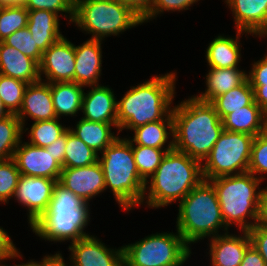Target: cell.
I'll return each instance as SVG.
<instances>
[{
    "label": "cell",
    "instance_id": "obj_17",
    "mask_svg": "<svg viewBox=\"0 0 267 266\" xmlns=\"http://www.w3.org/2000/svg\"><path fill=\"white\" fill-rule=\"evenodd\" d=\"M25 127L26 118L36 121H46L57 118L51 95V83L39 80L29 83L24 92L21 109L16 115Z\"/></svg>",
    "mask_w": 267,
    "mask_h": 266
},
{
    "label": "cell",
    "instance_id": "obj_41",
    "mask_svg": "<svg viewBox=\"0 0 267 266\" xmlns=\"http://www.w3.org/2000/svg\"><path fill=\"white\" fill-rule=\"evenodd\" d=\"M14 258H22V254L16 248L8 232L3 227H0V266L4 260Z\"/></svg>",
    "mask_w": 267,
    "mask_h": 266
},
{
    "label": "cell",
    "instance_id": "obj_44",
    "mask_svg": "<svg viewBox=\"0 0 267 266\" xmlns=\"http://www.w3.org/2000/svg\"><path fill=\"white\" fill-rule=\"evenodd\" d=\"M247 77L249 81H267V54L251 64Z\"/></svg>",
    "mask_w": 267,
    "mask_h": 266
},
{
    "label": "cell",
    "instance_id": "obj_4",
    "mask_svg": "<svg viewBox=\"0 0 267 266\" xmlns=\"http://www.w3.org/2000/svg\"><path fill=\"white\" fill-rule=\"evenodd\" d=\"M89 204L57 182L47 210L30 228L45 241L76 242L90 236L84 232L91 219Z\"/></svg>",
    "mask_w": 267,
    "mask_h": 266
},
{
    "label": "cell",
    "instance_id": "obj_32",
    "mask_svg": "<svg viewBox=\"0 0 267 266\" xmlns=\"http://www.w3.org/2000/svg\"><path fill=\"white\" fill-rule=\"evenodd\" d=\"M59 122L60 119L58 118L36 121L30 128L23 127V134L26 130L30 129L28 130V136L30 137V142L28 141V143L45 148L68 130L69 127H64V125L62 126V123Z\"/></svg>",
    "mask_w": 267,
    "mask_h": 266
},
{
    "label": "cell",
    "instance_id": "obj_48",
    "mask_svg": "<svg viewBox=\"0 0 267 266\" xmlns=\"http://www.w3.org/2000/svg\"><path fill=\"white\" fill-rule=\"evenodd\" d=\"M255 226L267 228V186L265 187V189L262 188Z\"/></svg>",
    "mask_w": 267,
    "mask_h": 266
},
{
    "label": "cell",
    "instance_id": "obj_13",
    "mask_svg": "<svg viewBox=\"0 0 267 266\" xmlns=\"http://www.w3.org/2000/svg\"><path fill=\"white\" fill-rule=\"evenodd\" d=\"M70 266H121L123 246L118 249L108 248L93 235L70 243Z\"/></svg>",
    "mask_w": 267,
    "mask_h": 266
},
{
    "label": "cell",
    "instance_id": "obj_7",
    "mask_svg": "<svg viewBox=\"0 0 267 266\" xmlns=\"http://www.w3.org/2000/svg\"><path fill=\"white\" fill-rule=\"evenodd\" d=\"M209 181L216 190L226 227L229 229L231 225H235L240 232L254 227L262 192L259 185L262 181L249 172L220 176ZM249 218L252 221L249 222Z\"/></svg>",
    "mask_w": 267,
    "mask_h": 266
},
{
    "label": "cell",
    "instance_id": "obj_6",
    "mask_svg": "<svg viewBox=\"0 0 267 266\" xmlns=\"http://www.w3.org/2000/svg\"><path fill=\"white\" fill-rule=\"evenodd\" d=\"M176 231L190 247L204 238L219 235V229L228 232L222 217L216 190L209 180H202L179 202Z\"/></svg>",
    "mask_w": 267,
    "mask_h": 266
},
{
    "label": "cell",
    "instance_id": "obj_43",
    "mask_svg": "<svg viewBox=\"0 0 267 266\" xmlns=\"http://www.w3.org/2000/svg\"><path fill=\"white\" fill-rule=\"evenodd\" d=\"M66 142H67V131L58 137L52 144L45 147L47 152H50L53 155V159L58 162L62 168L64 163V155L66 149Z\"/></svg>",
    "mask_w": 267,
    "mask_h": 266
},
{
    "label": "cell",
    "instance_id": "obj_12",
    "mask_svg": "<svg viewBox=\"0 0 267 266\" xmlns=\"http://www.w3.org/2000/svg\"><path fill=\"white\" fill-rule=\"evenodd\" d=\"M56 183V180L46 177L21 175L14 198L27 207L30 226L47 210Z\"/></svg>",
    "mask_w": 267,
    "mask_h": 266
},
{
    "label": "cell",
    "instance_id": "obj_3",
    "mask_svg": "<svg viewBox=\"0 0 267 266\" xmlns=\"http://www.w3.org/2000/svg\"><path fill=\"white\" fill-rule=\"evenodd\" d=\"M202 180L201 162L172 149L165 154L157 170L145 182L141 205L146 203L147 207L158 209L180 202Z\"/></svg>",
    "mask_w": 267,
    "mask_h": 266
},
{
    "label": "cell",
    "instance_id": "obj_10",
    "mask_svg": "<svg viewBox=\"0 0 267 266\" xmlns=\"http://www.w3.org/2000/svg\"><path fill=\"white\" fill-rule=\"evenodd\" d=\"M254 136L224 130L201 163L204 180L248 172Z\"/></svg>",
    "mask_w": 267,
    "mask_h": 266
},
{
    "label": "cell",
    "instance_id": "obj_30",
    "mask_svg": "<svg viewBox=\"0 0 267 266\" xmlns=\"http://www.w3.org/2000/svg\"><path fill=\"white\" fill-rule=\"evenodd\" d=\"M98 154L77 138L69 129L64 155L63 168H80L98 161Z\"/></svg>",
    "mask_w": 267,
    "mask_h": 266
},
{
    "label": "cell",
    "instance_id": "obj_14",
    "mask_svg": "<svg viewBox=\"0 0 267 266\" xmlns=\"http://www.w3.org/2000/svg\"><path fill=\"white\" fill-rule=\"evenodd\" d=\"M13 160L21 175L46 177L57 182L60 179L62 166L43 147H38L28 142L22 143L21 139L14 151Z\"/></svg>",
    "mask_w": 267,
    "mask_h": 266
},
{
    "label": "cell",
    "instance_id": "obj_15",
    "mask_svg": "<svg viewBox=\"0 0 267 266\" xmlns=\"http://www.w3.org/2000/svg\"><path fill=\"white\" fill-rule=\"evenodd\" d=\"M85 202L106 190L104 173L99 161L80 168H62L58 181Z\"/></svg>",
    "mask_w": 267,
    "mask_h": 266
},
{
    "label": "cell",
    "instance_id": "obj_21",
    "mask_svg": "<svg viewBox=\"0 0 267 266\" xmlns=\"http://www.w3.org/2000/svg\"><path fill=\"white\" fill-rule=\"evenodd\" d=\"M0 74L28 84L42 78L37 61L3 42H0Z\"/></svg>",
    "mask_w": 267,
    "mask_h": 266
},
{
    "label": "cell",
    "instance_id": "obj_49",
    "mask_svg": "<svg viewBox=\"0 0 267 266\" xmlns=\"http://www.w3.org/2000/svg\"><path fill=\"white\" fill-rule=\"evenodd\" d=\"M44 266H68V264L65 263L62 254L58 251L54 255L50 254L44 256Z\"/></svg>",
    "mask_w": 267,
    "mask_h": 266
},
{
    "label": "cell",
    "instance_id": "obj_38",
    "mask_svg": "<svg viewBox=\"0 0 267 266\" xmlns=\"http://www.w3.org/2000/svg\"><path fill=\"white\" fill-rule=\"evenodd\" d=\"M40 63L43 52L37 47L27 27L19 29L2 41Z\"/></svg>",
    "mask_w": 267,
    "mask_h": 266
},
{
    "label": "cell",
    "instance_id": "obj_26",
    "mask_svg": "<svg viewBox=\"0 0 267 266\" xmlns=\"http://www.w3.org/2000/svg\"><path fill=\"white\" fill-rule=\"evenodd\" d=\"M112 127L118 130V124L94 122L80 118L75 128L69 126L68 129L99 155L119 136L118 132L115 135L111 131Z\"/></svg>",
    "mask_w": 267,
    "mask_h": 266
},
{
    "label": "cell",
    "instance_id": "obj_51",
    "mask_svg": "<svg viewBox=\"0 0 267 266\" xmlns=\"http://www.w3.org/2000/svg\"><path fill=\"white\" fill-rule=\"evenodd\" d=\"M11 114L9 113V111L5 108L1 97H0V119L6 118L8 116H10Z\"/></svg>",
    "mask_w": 267,
    "mask_h": 266
},
{
    "label": "cell",
    "instance_id": "obj_1",
    "mask_svg": "<svg viewBox=\"0 0 267 266\" xmlns=\"http://www.w3.org/2000/svg\"><path fill=\"white\" fill-rule=\"evenodd\" d=\"M174 149L201 163L224 131L214 106L194 96L172 106Z\"/></svg>",
    "mask_w": 267,
    "mask_h": 266
},
{
    "label": "cell",
    "instance_id": "obj_29",
    "mask_svg": "<svg viewBox=\"0 0 267 266\" xmlns=\"http://www.w3.org/2000/svg\"><path fill=\"white\" fill-rule=\"evenodd\" d=\"M254 102V90L248 78L239 86L216 97L211 104L222 120L227 114L235 112Z\"/></svg>",
    "mask_w": 267,
    "mask_h": 266
},
{
    "label": "cell",
    "instance_id": "obj_22",
    "mask_svg": "<svg viewBox=\"0 0 267 266\" xmlns=\"http://www.w3.org/2000/svg\"><path fill=\"white\" fill-rule=\"evenodd\" d=\"M249 33L236 30V37L218 35L207 47L206 60L209 68H239L241 60L240 36Z\"/></svg>",
    "mask_w": 267,
    "mask_h": 266
},
{
    "label": "cell",
    "instance_id": "obj_37",
    "mask_svg": "<svg viewBox=\"0 0 267 266\" xmlns=\"http://www.w3.org/2000/svg\"><path fill=\"white\" fill-rule=\"evenodd\" d=\"M248 172L261 181L265 179L263 174H267V130L253 139Z\"/></svg>",
    "mask_w": 267,
    "mask_h": 266
},
{
    "label": "cell",
    "instance_id": "obj_8",
    "mask_svg": "<svg viewBox=\"0 0 267 266\" xmlns=\"http://www.w3.org/2000/svg\"><path fill=\"white\" fill-rule=\"evenodd\" d=\"M72 23L92 35L90 39L101 41L143 24L139 16L117 0H74Z\"/></svg>",
    "mask_w": 267,
    "mask_h": 266
},
{
    "label": "cell",
    "instance_id": "obj_9",
    "mask_svg": "<svg viewBox=\"0 0 267 266\" xmlns=\"http://www.w3.org/2000/svg\"><path fill=\"white\" fill-rule=\"evenodd\" d=\"M124 257L135 266H182L191 248L178 233L163 232L123 245Z\"/></svg>",
    "mask_w": 267,
    "mask_h": 266
},
{
    "label": "cell",
    "instance_id": "obj_53",
    "mask_svg": "<svg viewBox=\"0 0 267 266\" xmlns=\"http://www.w3.org/2000/svg\"><path fill=\"white\" fill-rule=\"evenodd\" d=\"M121 266H135L132 265L125 257L123 258Z\"/></svg>",
    "mask_w": 267,
    "mask_h": 266
},
{
    "label": "cell",
    "instance_id": "obj_25",
    "mask_svg": "<svg viewBox=\"0 0 267 266\" xmlns=\"http://www.w3.org/2000/svg\"><path fill=\"white\" fill-rule=\"evenodd\" d=\"M206 89L199 95H193L200 101L211 103L216 97L241 85L248 77L247 72L239 68H210L206 74Z\"/></svg>",
    "mask_w": 267,
    "mask_h": 266
},
{
    "label": "cell",
    "instance_id": "obj_45",
    "mask_svg": "<svg viewBox=\"0 0 267 266\" xmlns=\"http://www.w3.org/2000/svg\"><path fill=\"white\" fill-rule=\"evenodd\" d=\"M254 90L255 103L267 114V81H249Z\"/></svg>",
    "mask_w": 267,
    "mask_h": 266
},
{
    "label": "cell",
    "instance_id": "obj_33",
    "mask_svg": "<svg viewBox=\"0 0 267 266\" xmlns=\"http://www.w3.org/2000/svg\"><path fill=\"white\" fill-rule=\"evenodd\" d=\"M132 150L139 175L147 181L157 170L165 154L172 149H158L142 145H132Z\"/></svg>",
    "mask_w": 267,
    "mask_h": 266
},
{
    "label": "cell",
    "instance_id": "obj_40",
    "mask_svg": "<svg viewBox=\"0 0 267 266\" xmlns=\"http://www.w3.org/2000/svg\"><path fill=\"white\" fill-rule=\"evenodd\" d=\"M200 0H153L150 12L142 19V23L155 19L157 15L164 11H183L189 10V7ZM149 20V21H148Z\"/></svg>",
    "mask_w": 267,
    "mask_h": 266
},
{
    "label": "cell",
    "instance_id": "obj_20",
    "mask_svg": "<svg viewBox=\"0 0 267 266\" xmlns=\"http://www.w3.org/2000/svg\"><path fill=\"white\" fill-rule=\"evenodd\" d=\"M102 41L87 39L75 47V83L83 86L99 85L102 71Z\"/></svg>",
    "mask_w": 267,
    "mask_h": 266
},
{
    "label": "cell",
    "instance_id": "obj_18",
    "mask_svg": "<svg viewBox=\"0 0 267 266\" xmlns=\"http://www.w3.org/2000/svg\"><path fill=\"white\" fill-rule=\"evenodd\" d=\"M91 89L84 92L82 102L83 119L117 124V98L109 86H85Z\"/></svg>",
    "mask_w": 267,
    "mask_h": 266
},
{
    "label": "cell",
    "instance_id": "obj_50",
    "mask_svg": "<svg viewBox=\"0 0 267 266\" xmlns=\"http://www.w3.org/2000/svg\"><path fill=\"white\" fill-rule=\"evenodd\" d=\"M1 266H8V265H5V264H2ZM13 266H44V257L42 258V260L39 262L37 261H34V260H31L28 261L27 263H22V264H14Z\"/></svg>",
    "mask_w": 267,
    "mask_h": 266
},
{
    "label": "cell",
    "instance_id": "obj_36",
    "mask_svg": "<svg viewBox=\"0 0 267 266\" xmlns=\"http://www.w3.org/2000/svg\"><path fill=\"white\" fill-rule=\"evenodd\" d=\"M21 173L13 158L0 160V202L7 204L13 198Z\"/></svg>",
    "mask_w": 267,
    "mask_h": 266
},
{
    "label": "cell",
    "instance_id": "obj_31",
    "mask_svg": "<svg viewBox=\"0 0 267 266\" xmlns=\"http://www.w3.org/2000/svg\"><path fill=\"white\" fill-rule=\"evenodd\" d=\"M22 136L23 127L15 114L0 119V160L13 158Z\"/></svg>",
    "mask_w": 267,
    "mask_h": 266
},
{
    "label": "cell",
    "instance_id": "obj_35",
    "mask_svg": "<svg viewBox=\"0 0 267 266\" xmlns=\"http://www.w3.org/2000/svg\"><path fill=\"white\" fill-rule=\"evenodd\" d=\"M27 86L28 83L0 74V97L10 114H18Z\"/></svg>",
    "mask_w": 267,
    "mask_h": 266
},
{
    "label": "cell",
    "instance_id": "obj_23",
    "mask_svg": "<svg viewBox=\"0 0 267 266\" xmlns=\"http://www.w3.org/2000/svg\"><path fill=\"white\" fill-rule=\"evenodd\" d=\"M59 21V16L48 10L28 11L27 28L42 52L64 37Z\"/></svg>",
    "mask_w": 267,
    "mask_h": 266
},
{
    "label": "cell",
    "instance_id": "obj_28",
    "mask_svg": "<svg viewBox=\"0 0 267 266\" xmlns=\"http://www.w3.org/2000/svg\"><path fill=\"white\" fill-rule=\"evenodd\" d=\"M132 131L134 132L132 139L128 138L132 145H142L158 149H174L173 120L150 122ZM170 136L172 138L166 146L165 144Z\"/></svg>",
    "mask_w": 267,
    "mask_h": 266
},
{
    "label": "cell",
    "instance_id": "obj_46",
    "mask_svg": "<svg viewBox=\"0 0 267 266\" xmlns=\"http://www.w3.org/2000/svg\"><path fill=\"white\" fill-rule=\"evenodd\" d=\"M128 6L137 16L143 19L149 12L153 0H117Z\"/></svg>",
    "mask_w": 267,
    "mask_h": 266
},
{
    "label": "cell",
    "instance_id": "obj_39",
    "mask_svg": "<svg viewBox=\"0 0 267 266\" xmlns=\"http://www.w3.org/2000/svg\"><path fill=\"white\" fill-rule=\"evenodd\" d=\"M23 5L28 11L48 10L59 17L65 13L64 16L69 18V23L73 22L74 0H26Z\"/></svg>",
    "mask_w": 267,
    "mask_h": 266
},
{
    "label": "cell",
    "instance_id": "obj_16",
    "mask_svg": "<svg viewBox=\"0 0 267 266\" xmlns=\"http://www.w3.org/2000/svg\"><path fill=\"white\" fill-rule=\"evenodd\" d=\"M234 16L236 30L267 37V0H225Z\"/></svg>",
    "mask_w": 267,
    "mask_h": 266
},
{
    "label": "cell",
    "instance_id": "obj_24",
    "mask_svg": "<svg viewBox=\"0 0 267 266\" xmlns=\"http://www.w3.org/2000/svg\"><path fill=\"white\" fill-rule=\"evenodd\" d=\"M224 130L257 136L267 130V114L255 103L227 114L223 119Z\"/></svg>",
    "mask_w": 267,
    "mask_h": 266
},
{
    "label": "cell",
    "instance_id": "obj_5",
    "mask_svg": "<svg viewBox=\"0 0 267 266\" xmlns=\"http://www.w3.org/2000/svg\"><path fill=\"white\" fill-rule=\"evenodd\" d=\"M98 161L103 169L106 189L113 192L119 207L128 213L141 206L146 181L139 175L128 138L118 136L103 150L101 157L98 156Z\"/></svg>",
    "mask_w": 267,
    "mask_h": 266
},
{
    "label": "cell",
    "instance_id": "obj_19",
    "mask_svg": "<svg viewBox=\"0 0 267 266\" xmlns=\"http://www.w3.org/2000/svg\"><path fill=\"white\" fill-rule=\"evenodd\" d=\"M243 235H233L229 232L215 236L210 240L209 253L211 266H239L246 249L251 245L248 231Z\"/></svg>",
    "mask_w": 267,
    "mask_h": 266
},
{
    "label": "cell",
    "instance_id": "obj_52",
    "mask_svg": "<svg viewBox=\"0 0 267 266\" xmlns=\"http://www.w3.org/2000/svg\"><path fill=\"white\" fill-rule=\"evenodd\" d=\"M26 0H2V6L5 5H23Z\"/></svg>",
    "mask_w": 267,
    "mask_h": 266
},
{
    "label": "cell",
    "instance_id": "obj_11",
    "mask_svg": "<svg viewBox=\"0 0 267 266\" xmlns=\"http://www.w3.org/2000/svg\"><path fill=\"white\" fill-rule=\"evenodd\" d=\"M75 47L63 37L42 54L39 63L40 77L48 83L75 82Z\"/></svg>",
    "mask_w": 267,
    "mask_h": 266
},
{
    "label": "cell",
    "instance_id": "obj_42",
    "mask_svg": "<svg viewBox=\"0 0 267 266\" xmlns=\"http://www.w3.org/2000/svg\"><path fill=\"white\" fill-rule=\"evenodd\" d=\"M251 244L260 253L267 266V228L254 226L249 231Z\"/></svg>",
    "mask_w": 267,
    "mask_h": 266
},
{
    "label": "cell",
    "instance_id": "obj_47",
    "mask_svg": "<svg viewBox=\"0 0 267 266\" xmlns=\"http://www.w3.org/2000/svg\"><path fill=\"white\" fill-rule=\"evenodd\" d=\"M239 266H266L260 253L251 244L245 251Z\"/></svg>",
    "mask_w": 267,
    "mask_h": 266
},
{
    "label": "cell",
    "instance_id": "obj_27",
    "mask_svg": "<svg viewBox=\"0 0 267 266\" xmlns=\"http://www.w3.org/2000/svg\"><path fill=\"white\" fill-rule=\"evenodd\" d=\"M85 86L75 82L51 83L53 107L58 119L62 116H77L82 111Z\"/></svg>",
    "mask_w": 267,
    "mask_h": 266
},
{
    "label": "cell",
    "instance_id": "obj_34",
    "mask_svg": "<svg viewBox=\"0 0 267 266\" xmlns=\"http://www.w3.org/2000/svg\"><path fill=\"white\" fill-rule=\"evenodd\" d=\"M28 10L24 5L0 6V42L19 29L27 27Z\"/></svg>",
    "mask_w": 267,
    "mask_h": 266
},
{
    "label": "cell",
    "instance_id": "obj_2",
    "mask_svg": "<svg viewBox=\"0 0 267 266\" xmlns=\"http://www.w3.org/2000/svg\"><path fill=\"white\" fill-rule=\"evenodd\" d=\"M175 72L152 76L124 94L117 101L118 133L133 130L158 120H173L172 104L175 97Z\"/></svg>",
    "mask_w": 267,
    "mask_h": 266
}]
</instances>
